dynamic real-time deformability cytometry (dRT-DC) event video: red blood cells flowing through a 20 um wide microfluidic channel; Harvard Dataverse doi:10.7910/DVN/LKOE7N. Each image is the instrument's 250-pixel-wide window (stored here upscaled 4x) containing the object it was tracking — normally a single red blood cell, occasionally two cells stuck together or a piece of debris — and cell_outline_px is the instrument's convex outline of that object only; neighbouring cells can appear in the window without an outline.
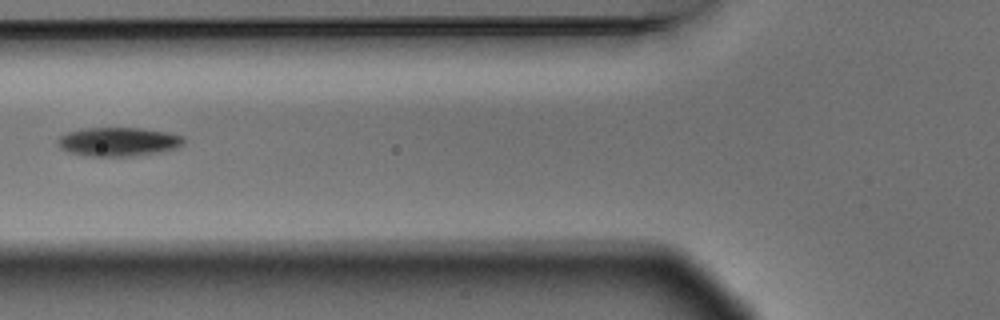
{"species": "Egyptian fruit bat (a non-hibernating species)", "species_latin": "Rousettus aegyptiacus", "temperature_condition": "warm", "stored_images_in_passage": 5, "camera_frame_rate_fps": 3000, "um_per_image_px": 0.085, "animal": {"sex": "male"}, "frame": {"image": 1, "passage_image": 3, "time_ms": 0.667, "image_size_px": [1000, 320], "cell_outline_px": [[184, 140], [176, 148], [156, 152], [132, 156], [84, 156], [68, 152], [60, 148], [56, 144], [56, 140], [60, 136], [68, 132], [80, 128], [140, 128], [168, 132], [184, 136]], "centroid_in_image_um": [9.99, 12.04], "position_along_channel_um": 115.8, "area_um2": 21.21}}
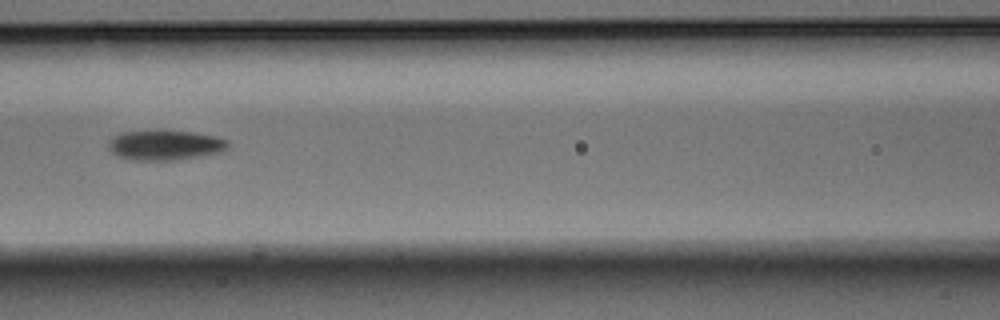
{"frame": {"image": 2, "passage_image": 4, "time_ms": 1.0, "image_size_px": [1000, 320], "cell_outline_px": [[228, 148], [220, 152], [204, 156], [172, 160], [132, 160], [120, 156], [112, 152], [108, 148], [108, 140], [112, 136], [120, 132], [160, 128], [164, 128], [192, 132], [216, 136], [228, 140]], "centroid_in_image_um": [14.01, 12.29], "position_along_channel_um": 152.6, "area_um2": 21.68}}
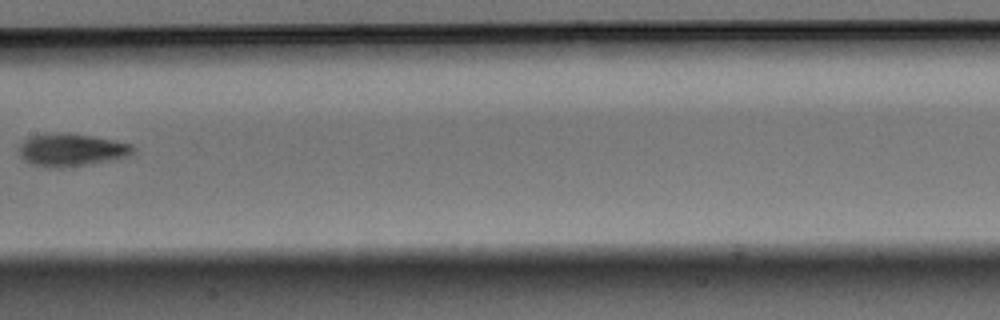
{"frame": {"image": 3, "passage_image": 5, "time_ms": 1.333, "image_size_px": [1000, 320], "cell_outline_px": [[136, 148], [128, 156], [112, 160], [88, 164], [56, 168], [52, 168], [32, 164], [24, 160], [20, 156], [20, 144], [28, 136], [60, 132], [64, 132], [92, 136], [132, 144]], "centroid_in_image_um": [6.06, 12.73], "position_along_channel_um": 201.3, "area_um2": 21.62}}